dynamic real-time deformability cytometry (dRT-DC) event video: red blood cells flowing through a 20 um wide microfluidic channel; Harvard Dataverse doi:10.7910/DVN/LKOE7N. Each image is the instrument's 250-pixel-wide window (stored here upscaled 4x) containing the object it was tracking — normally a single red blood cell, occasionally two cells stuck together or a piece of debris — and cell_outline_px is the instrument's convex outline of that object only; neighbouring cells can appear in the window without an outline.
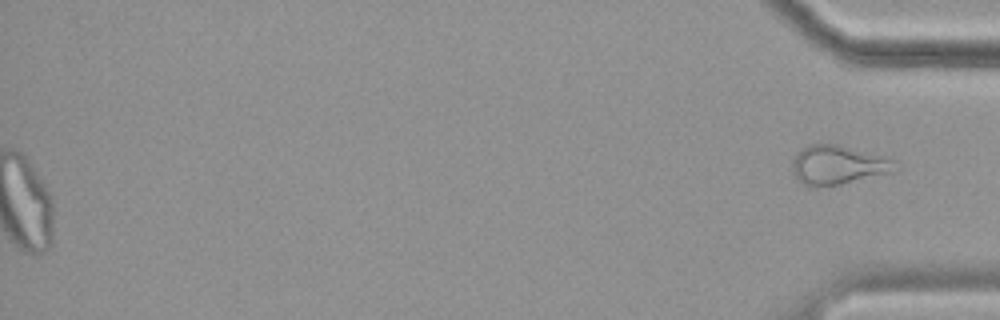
{"species": "common noctule bat (a hibernating species)", "species_latin": "Nyctalus noctula", "temperature_condition": "cold", "stored_images_in_passage": 46, "segment_of_instrument_passage": [2, 2], "camera_frame_rate_fps": 3000, "um_per_image_px": 0.085, "animal": {"sex": "female", "body_mass_g": 19.9}, "frame": {"image": 1, "passage_image": 46, "time_ms": 15.0, "image_size_px": [1000, 320], "cell_outline_px": [[900, 168], [896, 172], [840, 184], [816, 188], [808, 188], [792, 172], [792, 164], [796, 152], [800, 148], [808, 144], [836, 144], [896, 160]], "centroid_in_image_um": [71.24, 14.04], "position_along_channel_um": 364.0, "area_um2": 23.76}}